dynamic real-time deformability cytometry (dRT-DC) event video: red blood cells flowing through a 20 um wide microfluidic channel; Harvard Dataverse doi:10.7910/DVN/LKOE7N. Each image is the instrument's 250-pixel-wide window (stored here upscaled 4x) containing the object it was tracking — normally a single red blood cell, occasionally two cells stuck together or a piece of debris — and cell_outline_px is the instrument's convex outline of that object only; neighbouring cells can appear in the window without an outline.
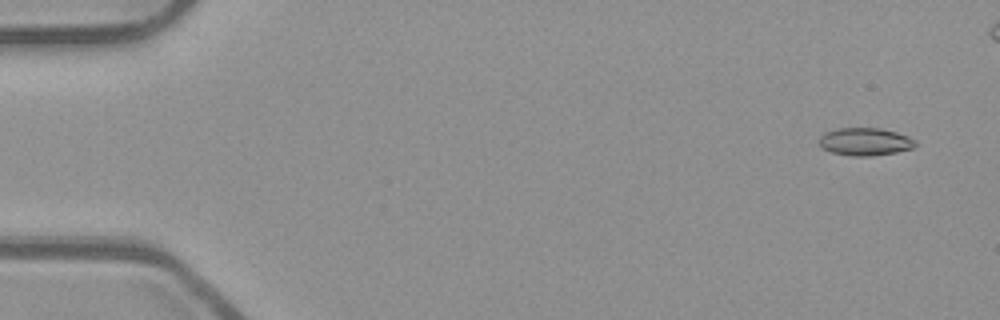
{"species": "common noctule bat (a hibernating species)", "species_latin": "Nyctalus noctula", "temperature_condition": "room temperature", "stored_images_in_passage": 49, "camera_frame_rate_fps": 3000, "um_per_image_px": 0.085, "animal": {"sex": "male", "body_mass_g": 23.1, "forearm_length_mm": 52.7}, "frame": {"image": 1, "passage_image": 3, "time_ms": 0.667, "image_size_px": [1000, 320], "cell_outline_px": [[916, 144], [912, 148], [896, 152], [872, 156], [852, 156], [832, 152], [824, 148], [820, 144], [820, 136], [824, 132], [836, 128], [880, 128], [896, 132], [908, 136], [916, 140]], "centroid_in_image_um": [73.54, 12.03], "position_along_channel_um": 11.5, "area_um2": 15.49}}
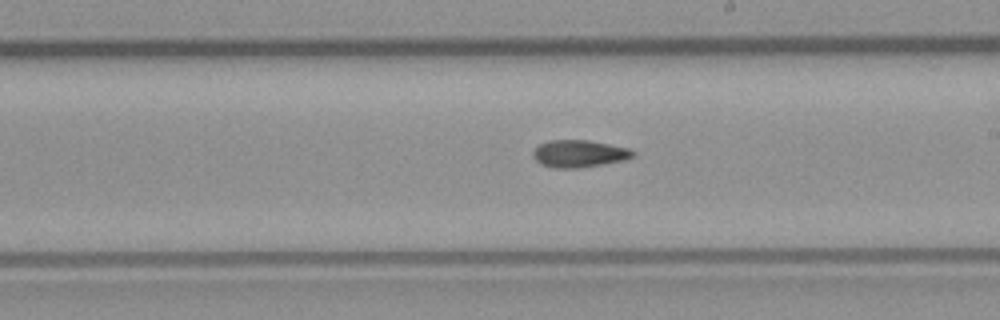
{"frame": {"image": 2, "passage_image": 31, "time_ms": 10.0, "image_size_px": [1000, 320], "cell_outline_px": [[636, 156], [624, 160], [576, 168], [556, 168], [540, 164], [532, 156], [532, 152], [540, 144], [548, 140], [588, 140], [628, 148], [636, 152]], "centroid_in_image_um": [49.22, 13.05], "position_along_channel_um": 239.8, "area_um2": 15.78}}
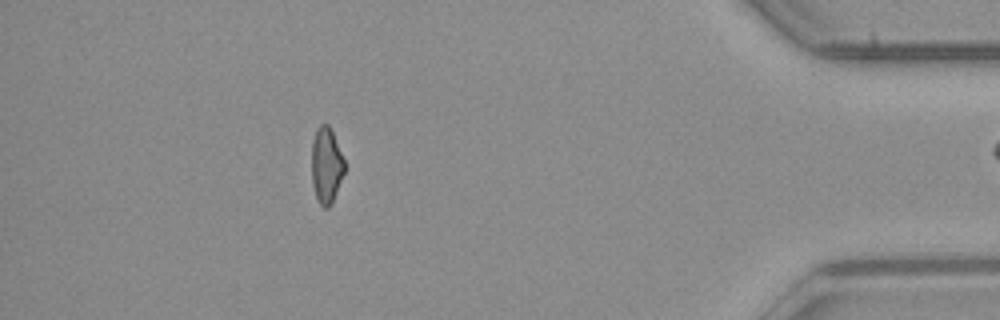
{"frame": {"image": 3, "passage_image": 48, "time_ms": 15.667, "image_size_px": [1000, 320], "cell_outline_px": [[344, 172], [332, 204], [328, 208], [324, 208], [320, 204], [316, 196], [312, 184], [312, 140], [316, 128], [320, 124], [328, 124], [332, 132], [344, 160]], "centroid_in_image_um": [27.72, 14.06], "position_along_channel_um": 407.5, "area_um2": 14.45}}